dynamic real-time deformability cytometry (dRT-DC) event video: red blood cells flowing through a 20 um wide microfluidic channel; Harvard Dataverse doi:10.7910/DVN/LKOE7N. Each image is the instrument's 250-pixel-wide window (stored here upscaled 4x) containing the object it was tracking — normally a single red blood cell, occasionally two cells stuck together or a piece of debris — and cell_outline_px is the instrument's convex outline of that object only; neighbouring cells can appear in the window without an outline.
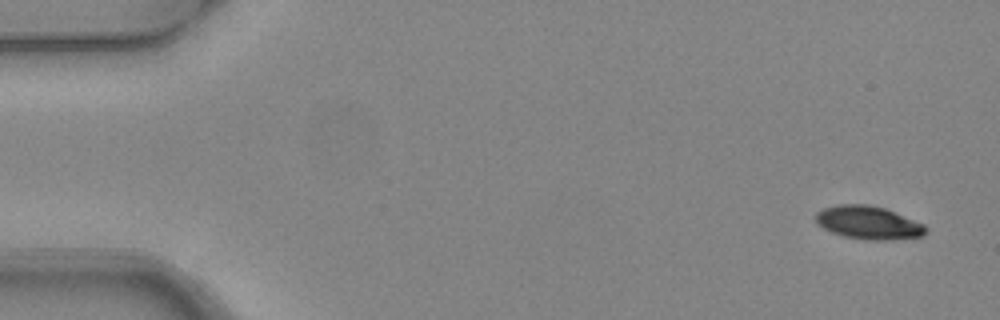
{"species": "common noctule bat (a hibernating species)", "species_latin": "Nyctalus noctula", "temperature_condition": "warm", "stored_images_in_passage": 6, "camera_frame_rate_fps": 3000, "um_per_image_px": 0.085, "animal": {"sex": "female", "body_mass_g": 24.6, "forearm_length_mm": 56.2}, "frame": {"image": 1, "passage_image": 1, "time_ms": 0.0, "image_size_px": [1000, 320], "cell_outline_px": [[928, 228], [924, 236], [884, 240], [868, 240], [844, 236], [832, 232], [816, 224], [816, 212], [824, 208], [840, 204], [868, 204], [884, 208], [924, 224]], "centroid_in_image_um": [73.81, 18.92], "position_along_channel_um": 11.2, "area_um2": 21.15}}
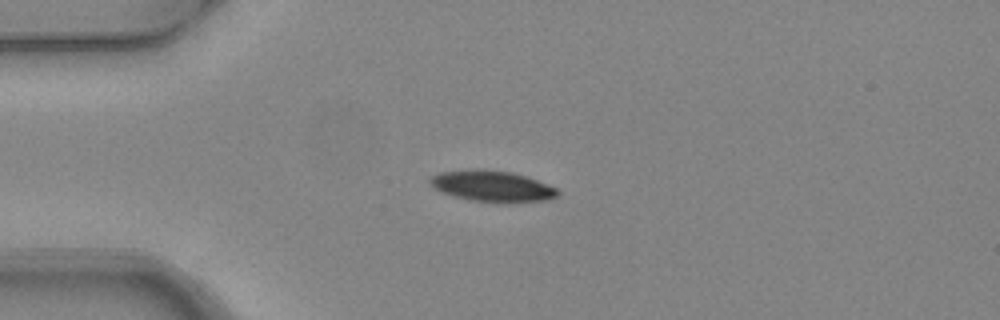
{"frame": {"image": 2, "passage_image": 4, "time_ms": 1.0, "image_size_px": [1000, 320], "cell_outline_px": [[560, 192], [556, 196], [548, 200], [508, 204], [496, 204], [468, 200], [440, 192], [428, 180], [432, 176], [440, 172], [476, 168], [480, 168], [512, 172], [528, 176], [556, 188]], "centroid_in_image_um": [41.86, 15.84], "position_along_channel_um": 43.1, "area_um2": 23.76}}
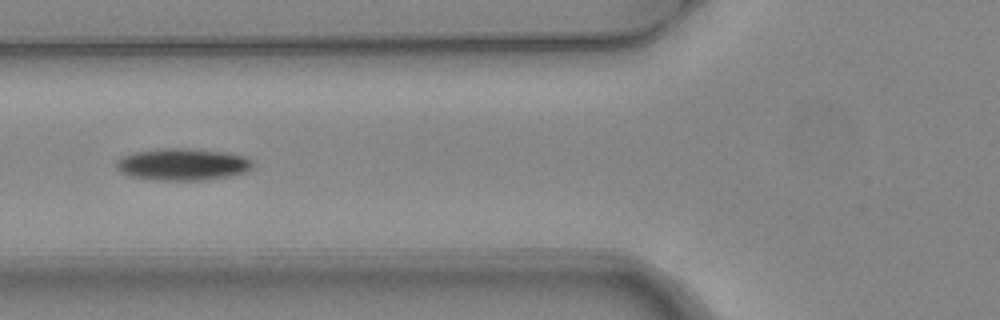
{"frame": {"image": 3, "passage_image": 6, "time_ms": 1.667, "image_size_px": [1000, 320], "cell_outline_px": [[252, 168], [244, 172], [228, 176], [204, 180], [156, 180], [128, 176], [120, 172], [116, 168], [116, 160], [124, 156], [136, 152], [164, 148], [192, 148], [228, 152], [248, 156], [252, 160]], "centroid_in_image_um": [15.54, 13.96], "position_along_channel_um": 110.3, "area_um2": 25.61}}